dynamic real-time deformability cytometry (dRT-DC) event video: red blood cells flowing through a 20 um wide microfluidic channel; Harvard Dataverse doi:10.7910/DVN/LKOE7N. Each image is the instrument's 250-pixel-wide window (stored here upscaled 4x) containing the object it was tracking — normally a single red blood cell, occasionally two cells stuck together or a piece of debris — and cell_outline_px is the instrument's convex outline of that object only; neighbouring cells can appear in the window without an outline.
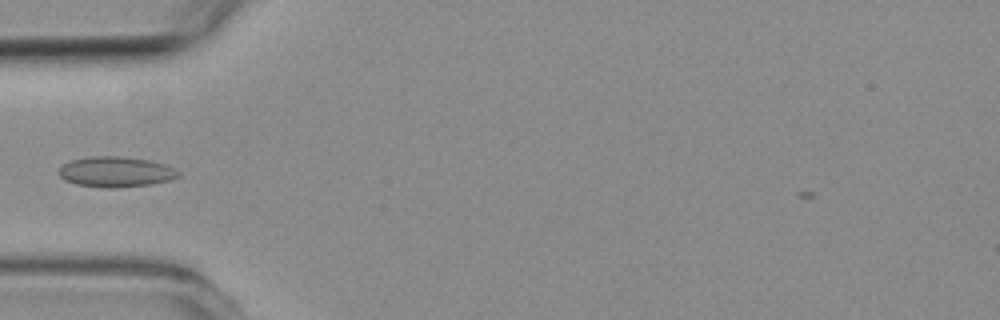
{"species": "common noctule bat (a hibernating species)", "species_latin": "Nyctalus noctula", "temperature_condition": "room temperature", "stored_images_in_passage": 5, "camera_frame_rate_fps": 3000, "um_per_image_px": 0.085, "animal": {"sex": "female", "body_mass_g": 19.3, "forearm_length_mm": 54.1}, "frame": {"image": 1, "passage_image": 3, "time_ms": 2.333, "image_size_px": [1000, 320], "cell_outline_px": [[180, 176], [172, 180], [152, 184], [116, 188], [108, 188], [76, 184], [64, 180], [56, 172], [64, 164], [72, 160], [92, 156], [120, 156], [148, 160], [164, 164], [180, 172]], "centroid_in_image_um": [9.85, 14.61], "position_along_channel_um": 75.2, "area_um2": 21.21}}
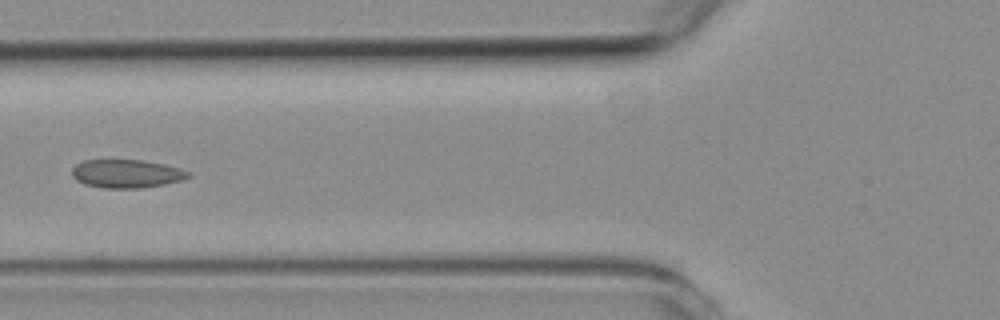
{"frame": {"image": 2, "passage_image": 4, "time_ms": 3.333, "image_size_px": [1000, 320], "cell_outline_px": [[192, 176], [184, 180], [164, 184], [140, 188], [104, 188], [84, 184], [76, 180], [72, 176], [72, 168], [76, 164], [84, 160], [144, 160], [164, 164], [180, 168], [192, 172]], "centroid_in_image_um": [10.79, 14.76], "position_along_channel_um": 115.0, "area_um2": 19.42}}
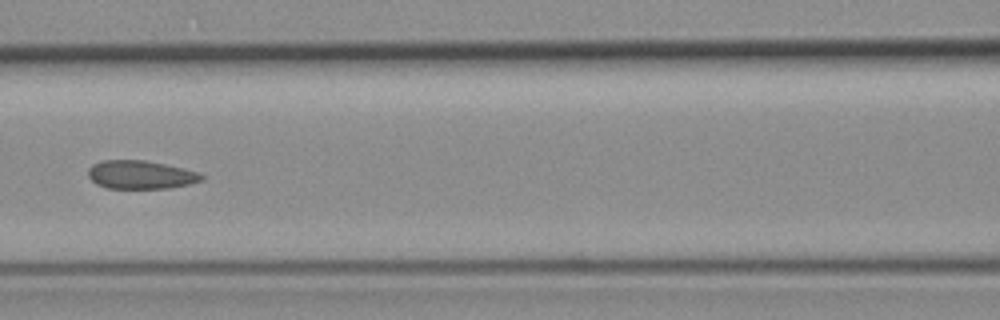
{"frame": {"image": 3, "passage_image": 5, "time_ms": 4.333, "image_size_px": [1000, 320], "cell_outline_px": [[204, 180], [188, 184], [168, 188], [108, 188], [96, 184], [88, 176], [88, 168], [92, 164], [100, 160], [144, 160], [184, 168], [196, 172], [204, 176]], "centroid_in_image_um": [11.92, 14.84], "position_along_channel_um": 154.7, "area_um2": 18.73}}